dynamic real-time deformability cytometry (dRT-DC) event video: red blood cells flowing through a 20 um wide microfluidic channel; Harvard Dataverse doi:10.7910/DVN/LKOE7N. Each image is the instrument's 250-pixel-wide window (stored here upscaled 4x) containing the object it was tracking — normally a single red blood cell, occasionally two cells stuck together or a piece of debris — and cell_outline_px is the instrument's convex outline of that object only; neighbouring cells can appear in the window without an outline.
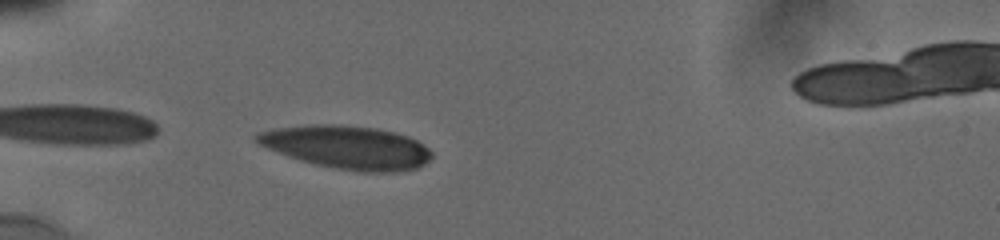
{"species": "human", "species_latin": "Homo sapiens", "temperature_condition": "cold", "stored_images_in_passage": 9, "camera_frame_rate_fps": 3000, "um_per_image_px": 0.085, "donor": {"sex": "male"}, "frame": {"image": 1, "passage_image": 6, "time_ms": 4.333, "image_size_px": [1000, 240], "cell_outline_px": [[432, 156], [424, 164], [416, 168], [400, 172], [360, 172], [336, 168], [316, 164], [300, 160], [288, 156], [268, 148], [260, 144], [252, 136], [256, 132], [272, 128], [308, 124], [340, 124], [376, 128], [396, 132], [408, 136], [424, 144], [432, 152]], "centroid_in_image_um": [29.5, 12.5], "position_along_channel_um": 55.5, "area_um2": 44.33}}
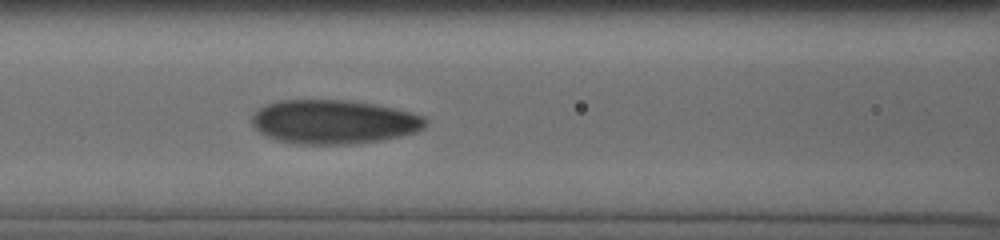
{"frame": {"image": 2, "passage_image": 9, "time_ms": 7.0, "image_size_px": [1000, 240], "cell_outline_px": [[428, 124], [424, 128], [416, 132], [400, 136], [380, 140], [348, 144], [300, 144], [276, 140], [260, 132], [252, 124], [252, 116], [264, 104], [276, 100], [344, 100], [376, 104], [412, 112], [424, 116], [428, 120]], "centroid_in_image_um": [28.39, 10.35], "position_along_channel_um": 138.2, "area_um2": 44.62}}